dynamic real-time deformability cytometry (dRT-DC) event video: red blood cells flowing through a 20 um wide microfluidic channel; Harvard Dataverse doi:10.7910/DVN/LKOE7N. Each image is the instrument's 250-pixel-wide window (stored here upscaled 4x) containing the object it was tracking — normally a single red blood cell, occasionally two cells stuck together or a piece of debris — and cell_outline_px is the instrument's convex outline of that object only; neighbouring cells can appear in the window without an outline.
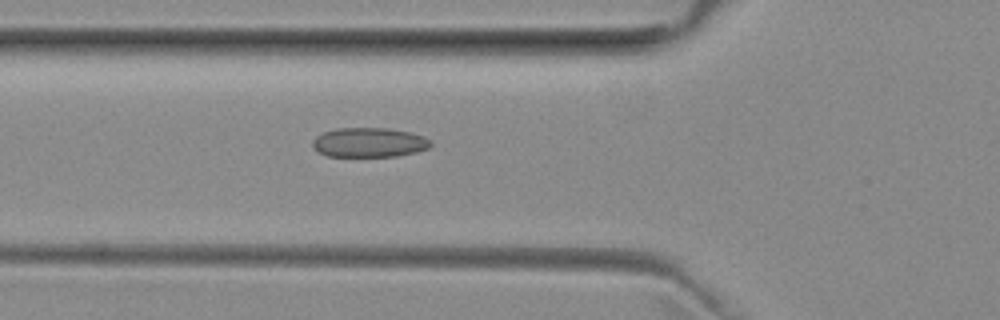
{"species": "common noctule bat (a hibernating species)", "species_latin": "Nyctalus noctula", "temperature_condition": "room temperature", "stored_images_in_passage": 51, "camera_frame_rate_fps": 3000, "um_per_image_px": 0.085, "animal": {"sex": "female", "body_mass_g": 29.2, "forearm_length_mm": 56.3}, "frame": {"image": 1, "passage_image": 18, "time_ms": 5.667, "image_size_px": [1000, 320], "cell_outline_px": [[432, 144], [428, 148], [416, 152], [396, 156], [328, 156], [312, 148], [312, 140], [316, 136], [324, 132], [336, 128], [388, 128], [408, 132], [424, 136], [432, 140]], "centroid_in_image_um": [31.38, 12.1], "position_along_channel_um": 94.4, "area_um2": 20.35}}
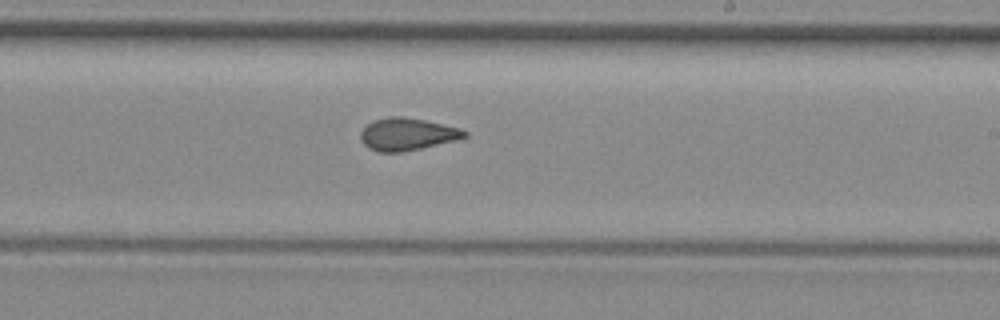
{"frame": {"image": 2, "passage_image": 30, "time_ms": 9.667, "image_size_px": [1000, 320], "cell_outline_px": [[468, 136], [460, 140], [400, 152], [380, 152], [368, 148], [364, 144], [360, 136], [360, 132], [372, 120], [388, 116], [404, 116], [424, 120], [460, 128], [468, 132]], "centroid_in_image_um": [34.63, 11.4], "position_along_channel_um": 254.4, "area_um2": 19.71}}
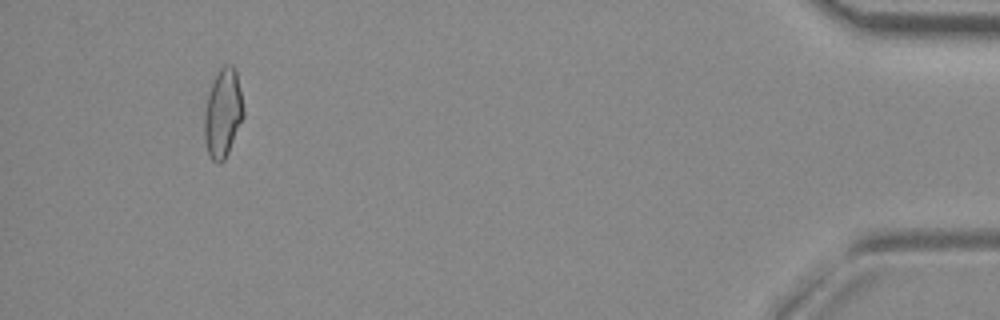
{"frame": {"image": 3, "passage_image": 48, "time_ms": 15.667, "image_size_px": [1000, 320], "cell_outline_px": [[244, 116], [228, 152], [224, 160], [220, 164], [216, 164], [208, 156], [204, 140], [204, 112], [208, 96], [212, 84], [220, 68], [224, 64], [232, 64], [236, 68], [244, 108]], "centroid_in_image_um": [18.95, 9.64], "position_along_channel_um": 416.3, "area_um2": 20.35}, "authors_computed_cell_mechanics": {"area_um2": 20.0566, "velocity_mm_per_s": 3.9923, "shape_relaxation_time_tau1_ms": null, "shape_relaxation_time_tau2_ms": 1.4525, "deformation_change_tau1": null, "deformation_change_tau2": 0.0779}}